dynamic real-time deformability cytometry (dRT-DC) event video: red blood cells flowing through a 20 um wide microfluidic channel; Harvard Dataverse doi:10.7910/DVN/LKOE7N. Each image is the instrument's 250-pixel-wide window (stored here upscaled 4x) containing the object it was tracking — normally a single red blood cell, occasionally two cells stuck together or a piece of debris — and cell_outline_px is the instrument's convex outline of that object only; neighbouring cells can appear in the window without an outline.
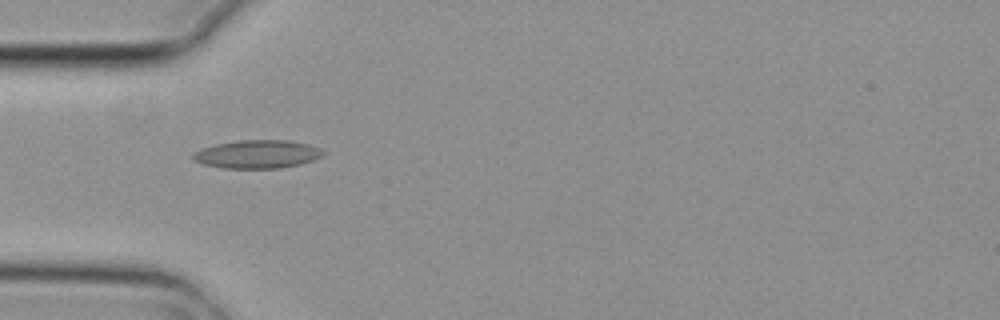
{"species": "common noctule bat (a hibernating species)", "species_latin": "Nyctalus noctula", "temperature_condition": "cold", "stored_images_in_passage": 8, "camera_frame_rate_fps": 3000, "um_per_image_px": 0.085, "animal": {"sex": "female", "body_mass_g": 29.2, "forearm_length_mm": 56.3}, "frame": {"image": 1, "passage_image": 4, "time_ms": 1.0, "image_size_px": [1000, 320], "cell_outline_px": [[324, 152], [320, 156], [312, 160], [300, 164], [280, 168], [224, 168], [204, 164], [192, 160], [192, 152], [216, 144], [236, 140], [288, 140], [308, 144], [320, 148]], "centroid_in_image_um": [21.84, 13.1], "position_along_channel_um": 63.2, "area_um2": 21.33}}
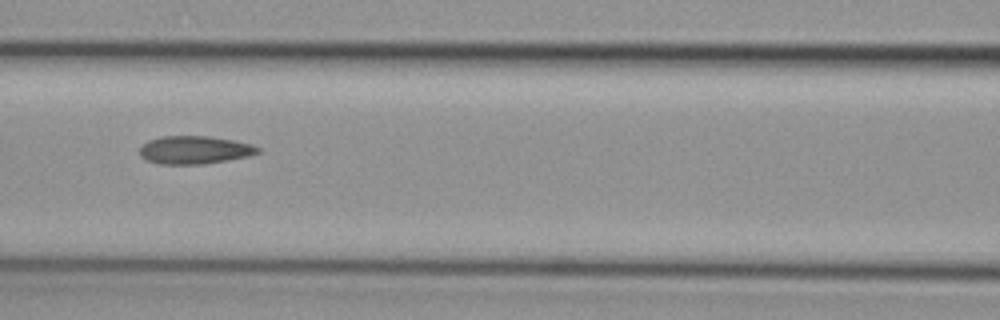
{"frame": {"image": 2, "passage_image": 6, "time_ms": 1.667, "image_size_px": [1000, 320], "cell_outline_px": [[260, 152], [248, 156], [204, 164], [160, 164], [144, 160], [140, 156], [140, 148], [148, 140], [160, 136], [208, 136], [232, 140], [252, 144], [260, 148]], "centroid_in_image_um": [16.51, 12.74], "position_along_channel_um": 150.1, "area_um2": 19.31}}
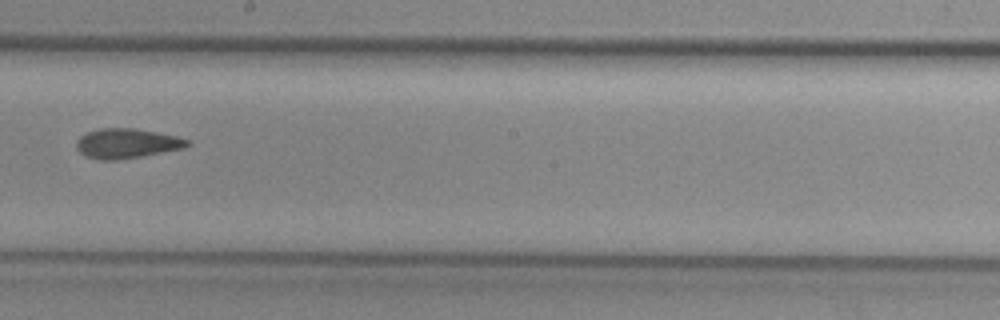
{"frame": {"image": 3, "passage_image": 8, "time_ms": 2.333, "image_size_px": [1000, 320], "cell_outline_px": [[192, 144], [184, 148], [140, 156], [116, 160], [100, 160], [84, 156], [76, 148], [76, 140], [80, 136], [88, 132], [100, 128], [136, 128], [176, 136], [188, 140]], "centroid_in_image_um": [10.75, 12.19], "position_along_channel_um": 237.5, "area_um2": 19.19}}